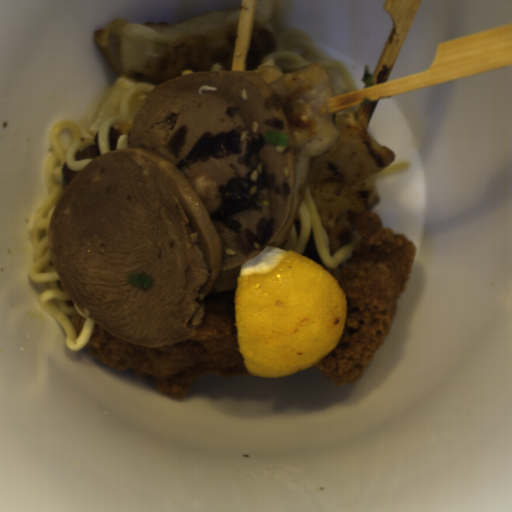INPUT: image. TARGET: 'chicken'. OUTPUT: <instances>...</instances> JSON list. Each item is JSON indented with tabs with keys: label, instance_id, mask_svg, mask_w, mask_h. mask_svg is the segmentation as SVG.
Here are the masks:
<instances>
[{
	"label": "chicken",
	"instance_id": "obj_1",
	"mask_svg": "<svg viewBox=\"0 0 512 512\" xmlns=\"http://www.w3.org/2000/svg\"><path fill=\"white\" fill-rule=\"evenodd\" d=\"M360 243L331 269L321 260L313 229L300 255L325 268L346 299L344 334L331 354L315 367L341 389L361 378L383 344L409 285L416 245L404 234L384 228L374 213L344 214L325 231L331 256L351 242Z\"/></svg>",
	"mask_w": 512,
	"mask_h": 512
},
{
	"label": "chicken",
	"instance_id": "obj_2",
	"mask_svg": "<svg viewBox=\"0 0 512 512\" xmlns=\"http://www.w3.org/2000/svg\"><path fill=\"white\" fill-rule=\"evenodd\" d=\"M236 293H208L201 326L192 338L161 347L120 340L95 323L83 347L99 361L182 399L203 378L238 379L249 374L238 349Z\"/></svg>",
	"mask_w": 512,
	"mask_h": 512
}]
</instances>
